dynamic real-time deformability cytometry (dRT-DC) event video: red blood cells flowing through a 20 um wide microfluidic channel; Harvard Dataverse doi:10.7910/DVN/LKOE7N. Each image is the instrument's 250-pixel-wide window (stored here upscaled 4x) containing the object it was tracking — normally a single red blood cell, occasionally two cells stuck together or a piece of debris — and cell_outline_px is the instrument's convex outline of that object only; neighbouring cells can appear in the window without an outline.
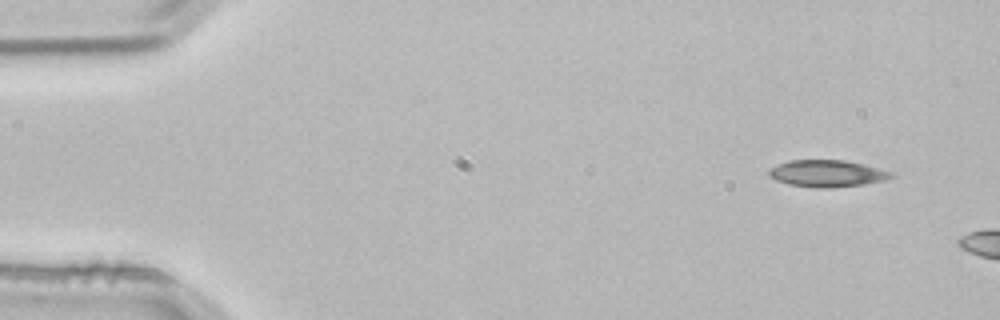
{"species": "common noctule bat (a hibernating species)", "species_latin": "Nyctalus noctula", "temperature_condition": "room temperature", "stored_images_in_passage": 2, "camera_frame_rate_fps": 3000, "um_per_image_px": 0.085, "animal": {"sex": "male", "body_mass_g": 21.5, "forearm_length_mm": 52.0}, "frame": {"image": 1, "passage_image": 1, "time_ms": 0.0, "image_size_px": [1000, 320], "cell_outline_px": [[892, 176], [884, 180], [864, 184], [832, 188], [816, 188], [788, 184], [776, 180], [768, 176], [768, 168], [788, 160], [844, 160], [864, 164], [892, 172]], "centroid_in_image_um": [70.25, 14.74], "position_along_channel_um": 14.8, "area_um2": 19.19}}